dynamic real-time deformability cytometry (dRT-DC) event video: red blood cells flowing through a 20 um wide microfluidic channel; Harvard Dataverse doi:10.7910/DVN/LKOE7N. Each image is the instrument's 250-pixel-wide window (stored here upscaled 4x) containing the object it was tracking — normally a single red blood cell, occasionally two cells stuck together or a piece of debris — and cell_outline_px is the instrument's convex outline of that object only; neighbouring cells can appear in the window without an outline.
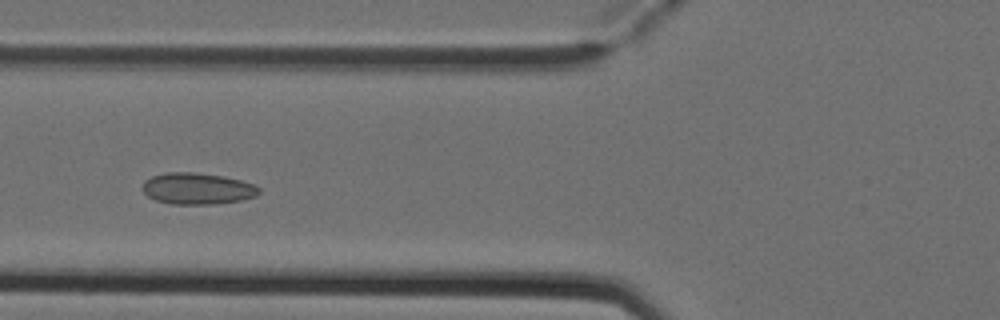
{"species": "Egyptian fruit bat (a non-hibernating species)", "species_latin": "Rousettus aegyptiacus", "temperature_condition": "cold", "stored_images_in_passage": 6, "camera_frame_rate_fps": 3000, "um_per_image_px": 0.085, "animal": {"sex": "female"}, "frame": {"image": 1, "passage_image": 3, "time_ms": 0.667, "image_size_px": [1000, 320], "cell_outline_px": [[260, 192], [256, 196], [240, 200], [212, 204], [172, 204], [156, 200], [148, 196], [144, 192], [144, 180], [152, 176], [168, 172], [192, 172], [224, 176], [240, 180], [252, 184], [260, 188]], "centroid_in_image_um": [16.78, 16.03], "position_along_channel_um": 109.0, "area_um2": 21.15}}
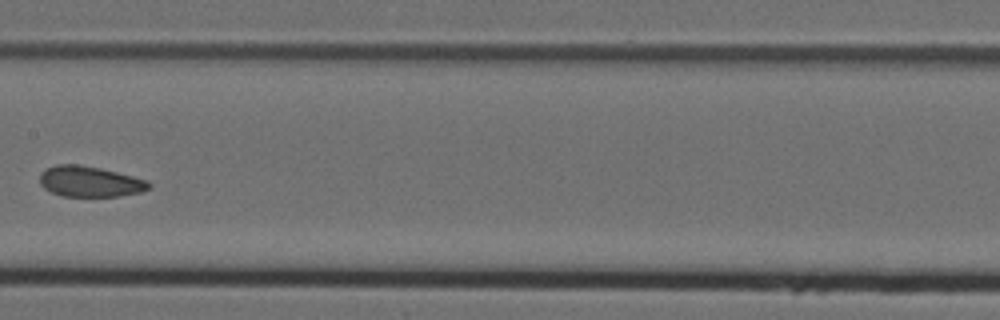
{"frame": {"image": 2, "passage_image": 5, "time_ms": 1.333, "image_size_px": [1000, 320], "cell_outline_px": [[152, 188], [140, 192], [116, 196], [60, 196], [44, 188], [40, 184], [40, 172], [44, 168], [56, 164], [80, 164], [100, 168], [148, 180], [152, 184]], "centroid_in_image_um": [7.62, 15.42], "position_along_channel_um": 199.8, "area_um2": 19.65}}
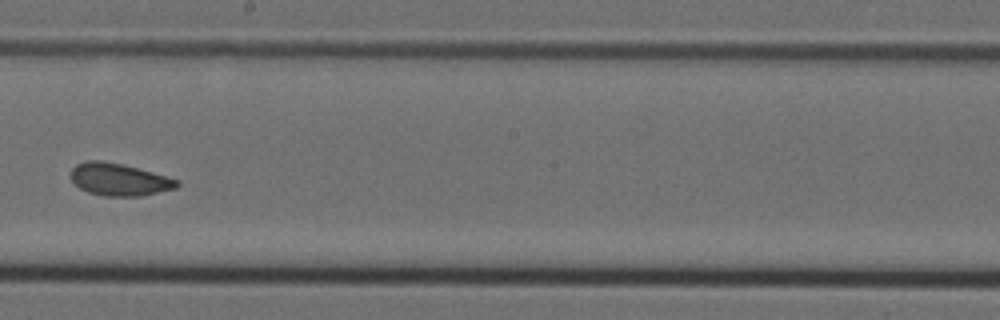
{"frame": {"image": 3, "passage_image": 6, "time_ms": 1.667, "image_size_px": [1000, 320], "cell_outline_px": [[180, 184], [176, 188], [140, 196], [104, 196], [88, 192], [80, 188], [72, 180], [72, 168], [76, 164], [88, 160], [100, 160], [124, 164], [180, 180]], "centroid_in_image_um": [10.14, 15.25], "position_along_channel_um": 238.1, "area_um2": 19.94}}